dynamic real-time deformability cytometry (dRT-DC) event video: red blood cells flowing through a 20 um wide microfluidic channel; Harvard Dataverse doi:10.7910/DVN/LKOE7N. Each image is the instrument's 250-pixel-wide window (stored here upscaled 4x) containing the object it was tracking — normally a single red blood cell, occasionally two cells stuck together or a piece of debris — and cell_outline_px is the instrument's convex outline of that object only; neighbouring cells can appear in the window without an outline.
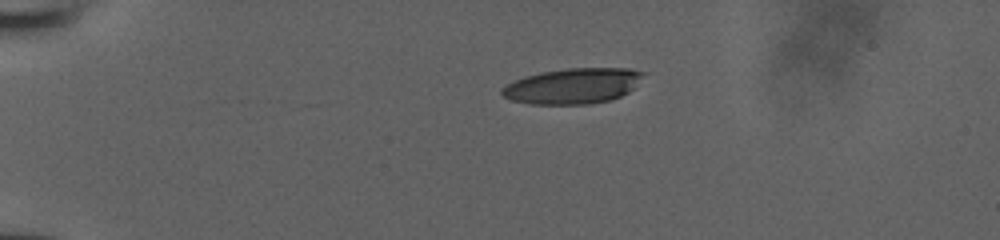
{"species": "human", "species_latin": "Homo sapiens", "temperature_condition": "room temperature", "stored_images_in_passage": 40, "camera_frame_rate_fps": 3000, "um_per_image_px": 0.085, "donor": {"sex": "male"}, "frame": {"image": 1, "passage_image": 1, "time_ms": 0.0, "image_size_px": [1000, 240], "cell_outline_px": [[644, 72], [632, 88], [628, 92], [612, 100], [588, 104], [528, 104], [512, 100], [504, 96], [500, 92], [500, 88], [524, 76], [540, 72], [568, 68], [628, 68]], "centroid_in_image_um": [48.64, 7.31], "position_along_channel_um": 36.4, "area_um2": 29.07}}
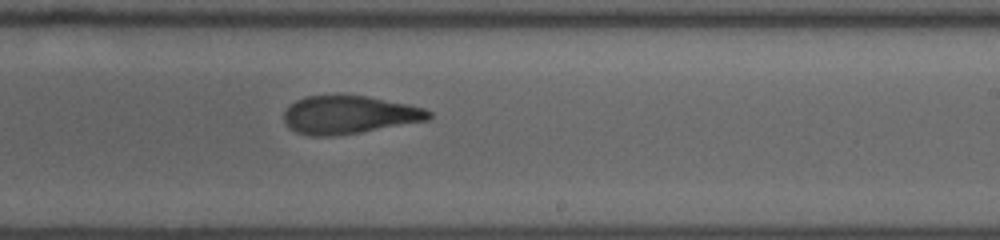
{"frame": {"image": 2, "passage_image": 22, "time_ms": 7.0, "image_size_px": [1000, 240], "cell_outline_px": [[432, 116], [428, 120], [360, 132], [336, 136], [308, 136], [296, 132], [288, 128], [284, 120], [284, 112], [296, 100], [304, 96], [368, 96], [408, 104], [424, 108], [432, 112]], "centroid_in_image_um": [29.67, 9.77], "position_along_channel_um": 259.3, "area_um2": 32.02}}
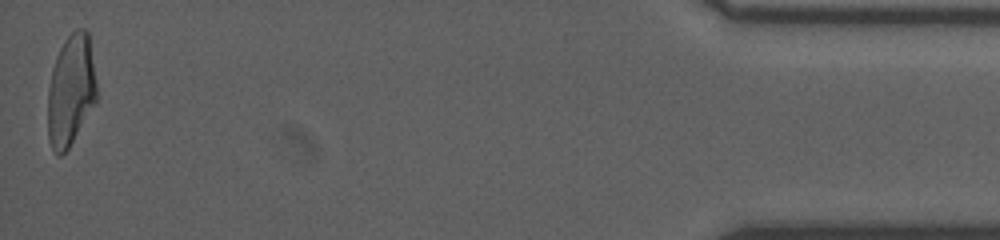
{"frame": {"image": 3, "passage_image": 40, "time_ms": 13.0, "image_size_px": [1000, 240], "cell_outline_px": [[96, 104], [68, 148], [60, 156], [56, 156], [48, 140], [48, 88], [52, 68], [56, 56], [64, 40], [76, 28], [84, 28], [88, 32], [96, 84]], "centroid_in_image_um": [6.01, 7.7], "position_along_channel_um": 429.2, "area_um2": 31.73}}